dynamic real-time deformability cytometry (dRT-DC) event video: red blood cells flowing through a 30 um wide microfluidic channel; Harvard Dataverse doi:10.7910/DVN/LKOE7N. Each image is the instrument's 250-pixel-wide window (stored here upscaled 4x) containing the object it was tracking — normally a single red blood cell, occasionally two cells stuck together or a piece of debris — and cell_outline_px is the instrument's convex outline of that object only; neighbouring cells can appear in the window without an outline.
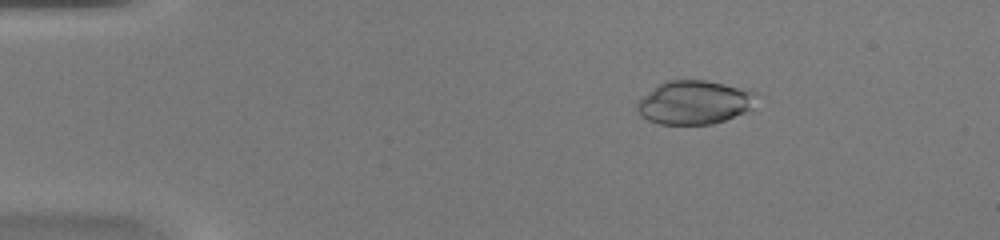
{"species": "common noctule bat (a hibernating species)", "species_latin": "Nyctalus noctula", "temperature_condition": "warm", "stored_images_in_passage": 48, "camera_frame_rate_fps": 3000, "um_per_image_px": 0.085, "animal": {"sex": "female", "body_mass_g": 20.0, "forearm_length_mm": 54.0}, "frame": {"image": 1, "passage_image": 8, "time_ms": 2.333, "image_size_px": [1000, 240], "cell_outline_px": [[756, 92], [748, 108], [744, 112], [724, 120], [712, 124], [660, 124], [648, 120], [640, 116], [636, 112], [636, 104], [640, 96], [664, 80], [704, 80], [748, 88]], "centroid_in_image_um": [58.92, 8.69], "position_along_channel_um": 26.1, "area_um2": 30.4}}